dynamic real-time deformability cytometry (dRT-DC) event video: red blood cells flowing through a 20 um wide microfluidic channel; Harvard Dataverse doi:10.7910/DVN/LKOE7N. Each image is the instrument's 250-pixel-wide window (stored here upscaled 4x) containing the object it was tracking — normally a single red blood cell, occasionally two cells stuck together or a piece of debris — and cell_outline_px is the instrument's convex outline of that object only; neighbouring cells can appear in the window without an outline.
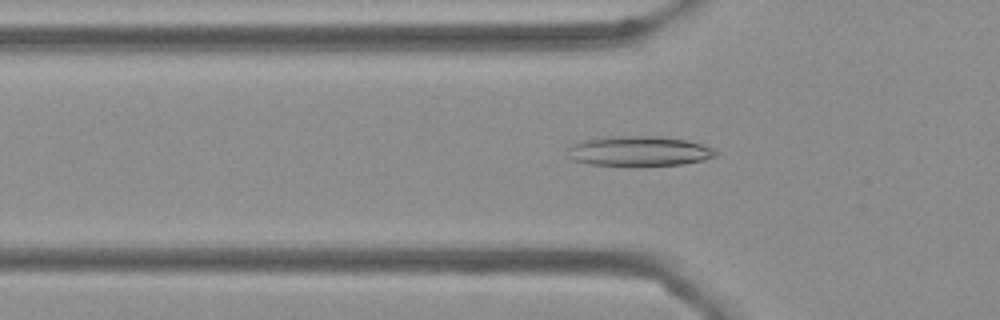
{"species": "Egyptian fruit bat (a non-hibernating species)", "species_latin": "Rousettus aegyptiacus", "temperature_condition": "cold", "stored_images_in_passage": 52, "camera_frame_rate_fps": 3000, "um_per_image_px": 0.085, "frame": {"image": 1, "passage_image": 14, "time_ms": 4.333, "image_size_px": [1000, 320], "cell_outline_px": [[720, 152], [716, 156], [704, 160], [684, 164], [588, 164], [572, 160], [568, 156], [568, 148], [572, 144], [580, 140], [612, 136], [660, 136], [684, 140], [700, 144], [712, 148]], "centroid_in_image_um": [54.3, 12.82], "position_along_channel_um": 71.5, "area_um2": 25.43}}
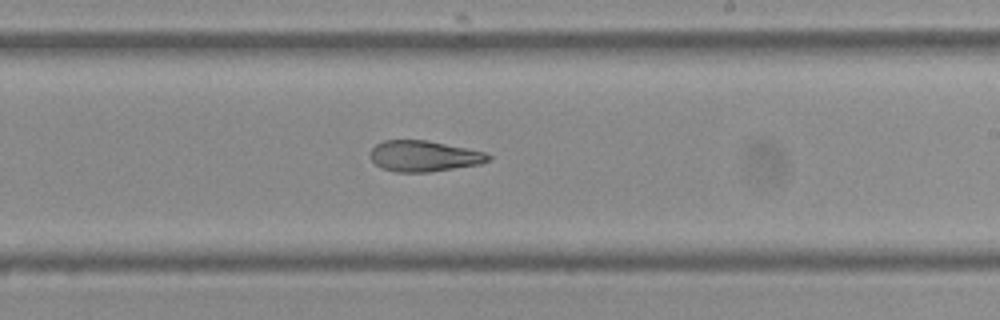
{"frame": {"image": 2, "passage_image": 29, "time_ms": 9.333, "image_size_px": [1000, 320], "cell_outline_px": [[492, 160], [480, 164], [428, 172], [396, 172], [380, 168], [372, 160], [372, 148], [376, 144], [384, 140], [428, 140], [484, 152], [492, 156]], "centroid_in_image_um": [36.05, 13.27], "position_along_channel_um": 252.9, "area_um2": 21.15}}
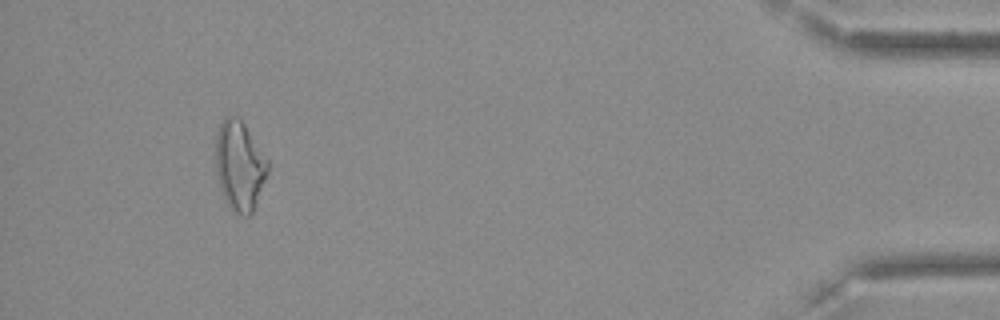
{"frame": {"image": 3, "passage_image": 48, "time_ms": 15.667, "image_size_px": [1000, 320], "cell_outline_px": [[268, 172], [252, 216], [240, 216], [232, 212], [228, 208], [220, 188], [216, 172], [216, 136], [220, 124], [224, 116], [236, 116], [244, 124], [268, 160]], "centroid_in_image_um": [20.36, 14.15], "position_along_channel_um": 414.8, "area_um2": 27.4}}